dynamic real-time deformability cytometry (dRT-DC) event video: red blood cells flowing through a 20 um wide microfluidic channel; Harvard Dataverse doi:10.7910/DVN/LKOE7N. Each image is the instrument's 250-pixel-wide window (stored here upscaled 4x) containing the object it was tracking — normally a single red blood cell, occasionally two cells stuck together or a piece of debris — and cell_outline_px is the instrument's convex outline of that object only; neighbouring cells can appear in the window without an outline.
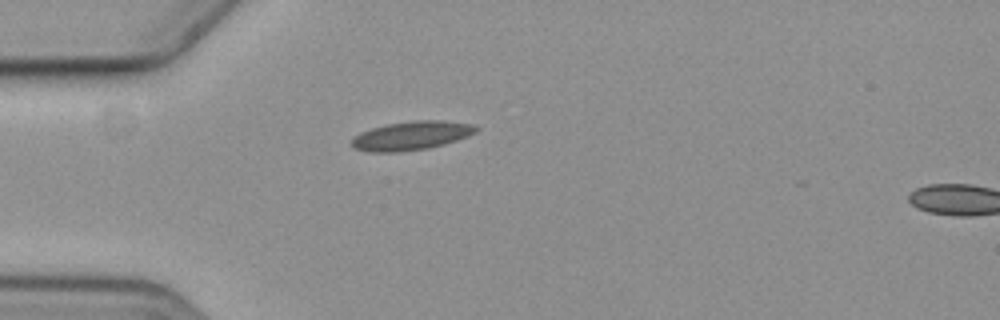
{"species": "common noctule bat (a hibernating species)", "species_latin": "Nyctalus noctula", "temperature_condition": "cold", "stored_images_in_passage": 2, "camera_frame_rate_fps": 3000, "um_per_image_px": 0.085, "animal": {"sex": "female", "body_mass_g": 19.3, "forearm_length_mm": 54.1}, "frame": {"image": 1, "passage_image": 1, "time_ms": 0.0, "image_size_px": [1000, 320], "cell_outline_px": [[480, 128], [476, 132], [468, 136], [444, 144], [428, 148], [400, 152], [368, 152], [352, 148], [348, 144], [360, 132], [372, 128], [388, 124], [412, 120], [444, 120], [476, 124]], "centroid_in_image_um": [34.98, 11.53], "position_along_channel_um": 50.0, "area_um2": 21.15}}